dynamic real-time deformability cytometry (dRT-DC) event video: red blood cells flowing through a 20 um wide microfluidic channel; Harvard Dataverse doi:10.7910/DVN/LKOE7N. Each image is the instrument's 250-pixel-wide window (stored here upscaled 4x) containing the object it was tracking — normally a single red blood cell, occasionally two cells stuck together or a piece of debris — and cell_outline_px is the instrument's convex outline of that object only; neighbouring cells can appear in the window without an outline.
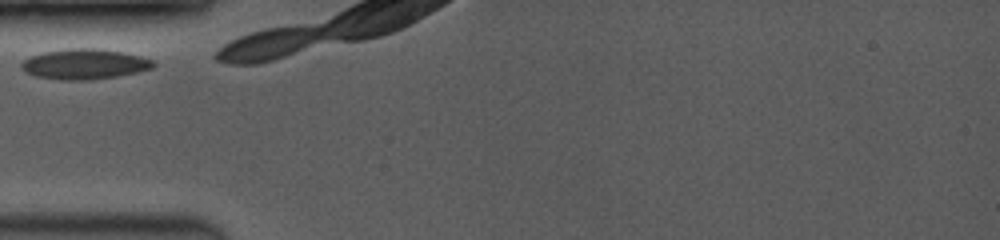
{"species": "common noctule bat (a hibernating species)", "species_latin": "Nyctalus noctula", "temperature_condition": "room temperature", "stored_images_in_passage": 15, "camera_frame_rate_fps": 3500, "um_per_image_px": 0.085, "animal": {"sex": "female", "body_mass_g": 19.0, "forearm_length_mm": 53.3}, "frame": {"image": 1, "passage_image": 1, "time_ms": 0.0, "image_size_px": [1000, 240], "cell_outline_px": [[156, 64], [152, 68], [136, 72], [116, 76], [92, 80], [60, 80], [36, 76], [24, 72], [20, 68], [20, 64], [24, 60], [32, 56], [44, 52], [68, 48], [96, 48], [120, 52], [140, 56], [152, 60]], "centroid_in_image_um": [7.15, 5.45], "position_along_channel_um": 77.9, "area_um2": 23.18}}